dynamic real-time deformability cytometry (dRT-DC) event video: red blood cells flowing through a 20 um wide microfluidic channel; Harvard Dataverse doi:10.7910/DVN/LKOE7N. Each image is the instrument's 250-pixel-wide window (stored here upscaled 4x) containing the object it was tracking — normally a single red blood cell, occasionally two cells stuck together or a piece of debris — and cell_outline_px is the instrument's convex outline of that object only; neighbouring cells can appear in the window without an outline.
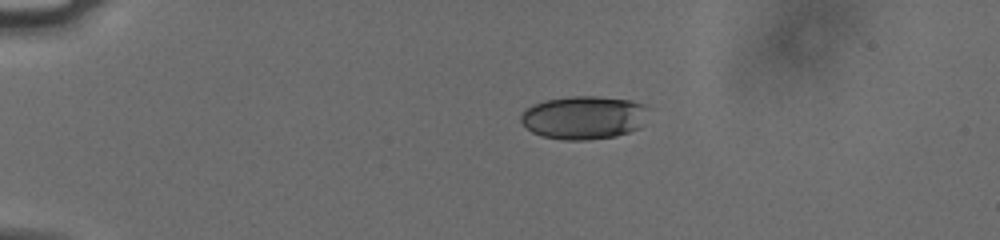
{"species": "human", "species_latin": "Homo sapiens", "temperature_condition": "cold", "stored_images_in_passage": 39, "camera_frame_rate_fps": 3000, "um_per_image_px": 0.085, "donor": {"sex": "male"}, "frame": {"image": 1, "passage_image": 1, "time_ms": 0.0, "image_size_px": [1000, 240], "cell_outline_px": [[644, 108], [640, 128], [616, 136], [588, 140], [564, 140], [540, 136], [532, 132], [520, 120], [520, 116], [532, 104], [544, 100], [572, 96], [596, 96], [628, 100], [644, 104]], "centroid_in_image_um": [49.55, 10.0], "position_along_channel_um": 35.4, "area_um2": 31.79}}
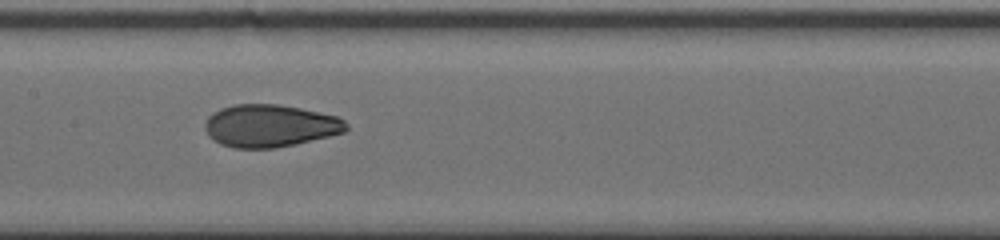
{"frame": {"image": 2, "passage_image": 16, "time_ms": 5.0, "image_size_px": [1000, 240], "cell_outline_px": [[348, 128], [344, 132], [296, 144], [276, 148], [236, 148], [220, 144], [208, 136], [204, 128], [204, 124], [208, 116], [220, 108], [236, 104], [276, 104], [300, 108], [336, 116], [344, 120], [348, 124]], "centroid_in_image_um": [22.92, 10.69], "position_along_channel_um": 184.5, "area_um2": 34.97}}
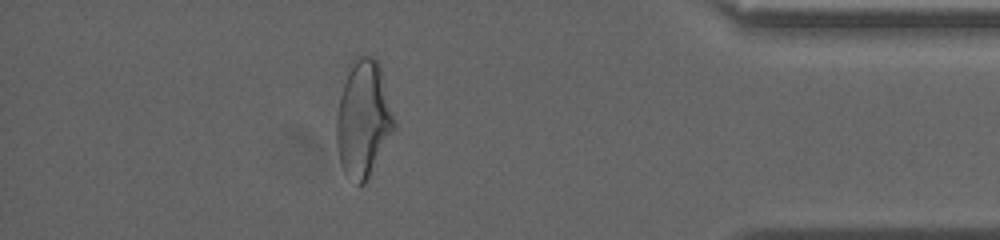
{"frame": {"image": 3, "passage_image": 34, "time_ms": 11.0, "image_size_px": [1000, 240], "cell_outline_px": [[396, 128], [364, 184], [360, 184], [344, 172], [340, 164], [336, 144], [336, 116], [340, 96], [348, 64], [356, 56], [372, 56], [376, 60], [380, 68], [396, 120]], "centroid_in_image_um": [30.87, 10.07], "position_along_channel_um": 404.3, "area_um2": 39.25}, "authors_computed_cell_mechanics": {"area_um2": 34.969, "velocity_mm_per_s": 3.8144, "shape_relaxation_time_tau1_ms": 4.7302, "shape_relaxation_time_tau2_ms": 1.3547, "deformation_change_tau1": 0.1803, "deformation_change_tau2": 0.0681}}